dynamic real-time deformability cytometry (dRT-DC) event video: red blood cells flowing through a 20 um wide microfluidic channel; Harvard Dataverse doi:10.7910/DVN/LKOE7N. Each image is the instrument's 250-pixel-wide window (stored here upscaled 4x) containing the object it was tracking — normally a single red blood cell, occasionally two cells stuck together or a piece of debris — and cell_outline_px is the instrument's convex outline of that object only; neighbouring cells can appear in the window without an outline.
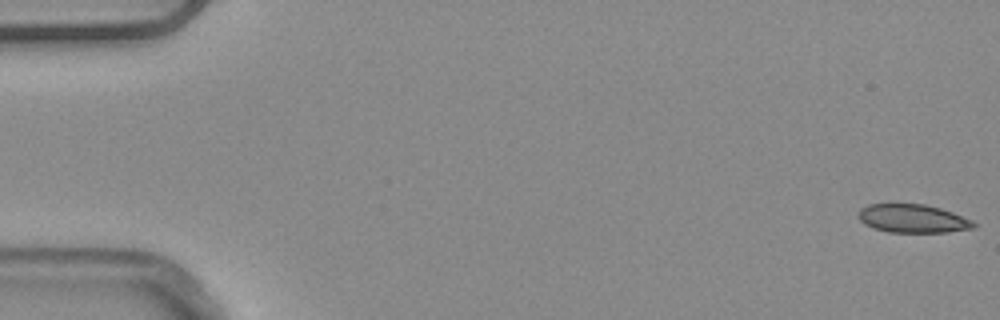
{"species": "common noctule bat (a hibernating species)", "species_latin": "Nyctalus noctula", "temperature_condition": "warm", "stored_images_in_passage": 54, "camera_frame_rate_fps": 3000, "um_per_image_px": 0.085, "animal": {"sex": "male", "body_mass_g": 20.4}, "frame": {"image": 1, "passage_image": 1, "time_ms": 0.0, "image_size_px": [1000, 320], "cell_outline_px": [[980, 224], [976, 228], [948, 232], [888, 232], [872, 228], [864, 224], [856, 216], [860, 208], [868, 204], [924, 204], [940, 208], [952, 212], [972, 220]], "centroid_in_image_um": [77.59, 18.58], "position_along_channel_um": 7.4, "area_um2": 19.36}}
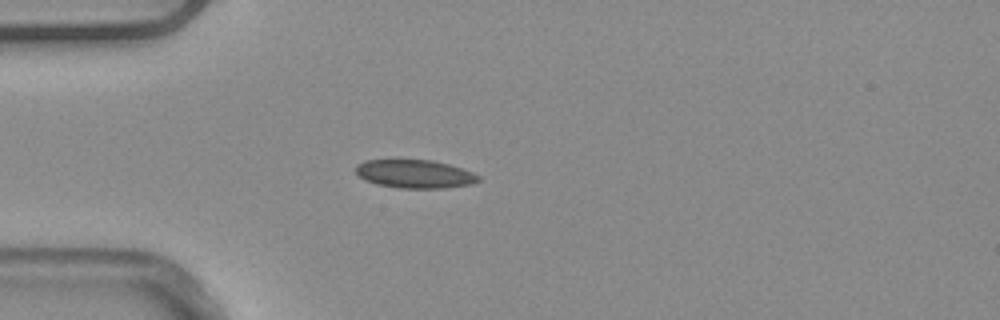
{"frame": {"image": 2, "passage_image": 15, "time_ms": 4.667, "image_size_px": [1000, 320], "cell_outline_px": [[480, 180], [472, 184], [444, 188], [400, 188], [376, 184], [364, 180], [356, 172], [356, 164], [364, 160], [432, 160], [448, 164], [472, 172], [480, 176]], "centroid_in_image_um": [35.25, 14.79], "position_along_channel_um": 49.8, "area_um2": 20.23}}
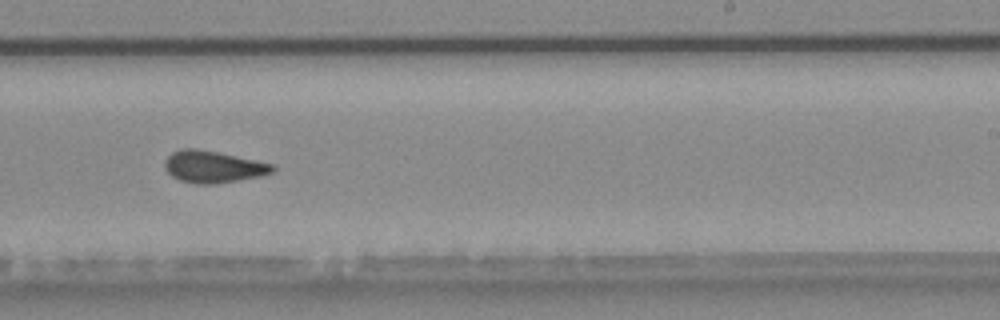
{"frame": {"image": 3, "passage_image": 33, "time_ms": 10.667, "image_size_px": [1000, 320], "cell_outline_px": [[276, 168], [272, 172], [260, 176], [216, 184], [196, 184], [180, 180], [172, 176], [164, 168], [164, 160], [172, 152], [180, 148], [196, 148], [220, 152], [276, 164]], "centroid_in_image_um": [18.12, 14.16], "position_along_channel_um": 270.9, "area_um2": 20.35}}